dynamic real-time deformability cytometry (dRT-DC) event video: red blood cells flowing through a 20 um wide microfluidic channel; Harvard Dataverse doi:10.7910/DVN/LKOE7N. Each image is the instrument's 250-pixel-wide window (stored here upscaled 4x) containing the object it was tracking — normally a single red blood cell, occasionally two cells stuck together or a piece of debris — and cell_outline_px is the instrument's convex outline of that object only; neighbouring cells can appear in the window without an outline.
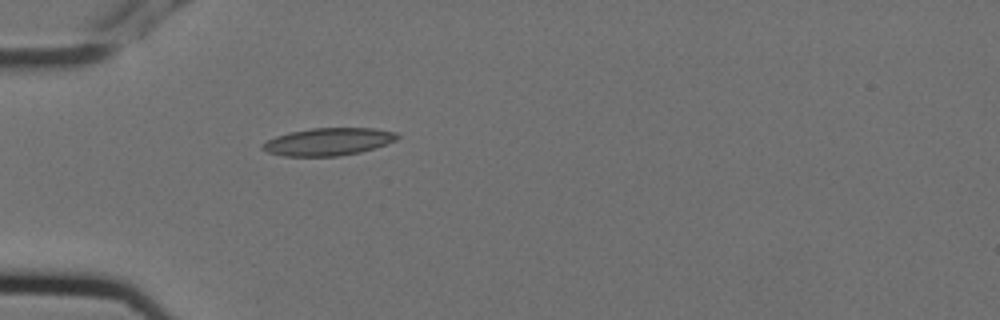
{"species": "Egyptian fruit bat (a non-hibernating species)", "species_latin": "Rousettus aegyptiacus", "temperature_condition": "cold", "stored_images_in_passage": 1, "camera_frame_rate_fps": 3000, "um_per_image_px": 0.085, "animal": {"sex": "female"}, "frame": {"image": 1, "passage_image": 1, "time_ms": 0.0, "image_size_px": [1000, 320], "cell_outline_px": [[400, 136], [396, 140], [376, 148], [360, 152], [336, 156], [284, 156], [268, 152], [260, 148], [260, 144], [276, 136], [288, 132], [312, 128], [376, 128], [396, 132]], "centroid_in_image_um": [27.9, 12.04], "position_along_channel_um": 57.1, "area_um2": 21.73}}